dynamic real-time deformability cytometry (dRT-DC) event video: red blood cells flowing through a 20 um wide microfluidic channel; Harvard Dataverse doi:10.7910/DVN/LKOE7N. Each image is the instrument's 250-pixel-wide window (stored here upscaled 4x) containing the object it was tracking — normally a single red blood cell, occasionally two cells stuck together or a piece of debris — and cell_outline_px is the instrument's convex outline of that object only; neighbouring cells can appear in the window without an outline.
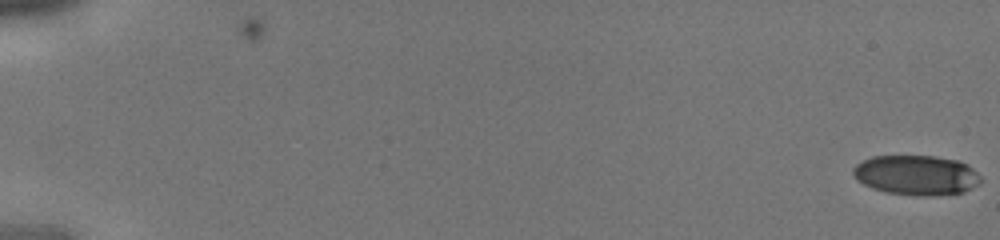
{"species": "human", "species_latin": "Homo sapiens", "temperature_condition": "cold", "stored_images_in_passage": 44, "camera_frame_rate_fps": 3000, "um_per_image_px": 0.085, "donor": {"sex": "male"}, "frame": {"image": 1, "passage_image": 1, "time_ms": 0.0, "image_size_px": [1000, 240], "cell_outline_px": [[980, 184], [964, 192], [928, 196], [924, 196], [888, 192], [872, 188], [856, 180], [852, 176], [852, 168], [856, 164], [872, 156], [932, 156], [960, 160], [968, 164], [980, 176]], "centroid_in_image_um": [77.89, 14.88], "position_along_channel_um": 7.1, "area_um2": 29.71}}
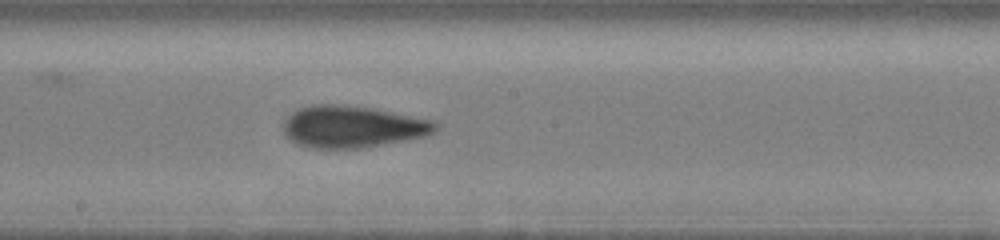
{"frame": {"image": 2, "passage_image": 26, "time_ms": 8.333, "image_size_px": [1000, 240], "cell_outline_px": [[440, 128], [436, 132], [428, 136], [360, 148], [312, 148], [300, 144], [284, 136], [284, 120], [292, 112], [300, 108], [312, 104], [332, 104], [372, 108], [436, 120], [440, 124]], "centroid_in_image_um": [30.03, 10.76], "position_along_channel_um": 218.2, "area_um2": 37.28}}
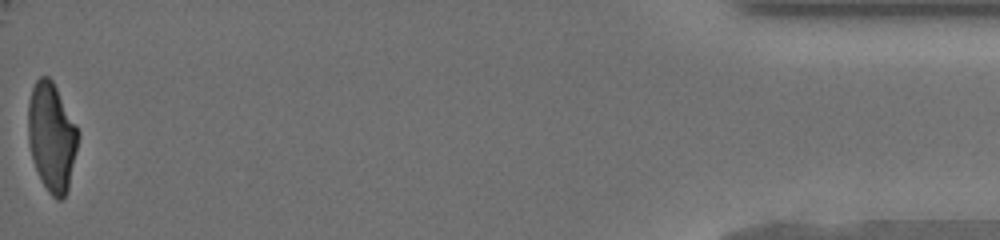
{"frame": {"image": 3, "passage_image": 44, "time_ms": 14.333, "image_size_px": [1000, 240], "cell_outline_px": [[80, 136], [68, 188], [64, 196], [60, 200], [56, 200], [48, 192], [36, 168], [32, 156], [28, 140], [28, 100], [32, 88], [36, 80], [40, 76], [48, 76], [52, 80], [76, 124], [80, 132]], "centroid_in_image_um": [4.4, 11.62], "position_along_channel_um": 430.8, "area_um2": 31.56}}